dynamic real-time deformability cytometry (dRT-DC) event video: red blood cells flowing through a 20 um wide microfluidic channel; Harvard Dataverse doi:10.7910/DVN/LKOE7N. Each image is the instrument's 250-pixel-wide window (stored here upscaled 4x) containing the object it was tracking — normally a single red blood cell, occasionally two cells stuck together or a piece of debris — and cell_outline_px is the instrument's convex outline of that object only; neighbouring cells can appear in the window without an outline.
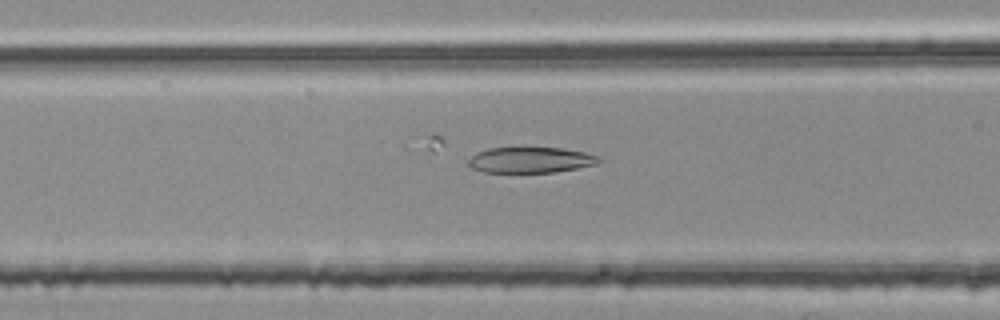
{"species": "common noctule bat (a hibernating species)", "species_latin": "Nyctalus noctula", "temperature_condition": "room temperature", "stored_images_in_passage": 35, "camera_frame_rate_fps": 3000, "um_per_image_px": 0.085, "animal": {"sex": "female", "body_mass_g": 25.1}, "frame": {"image": 1, "passage_image": 7, "time_ms": 2.0, "image_size_px": [1000, 320], "cell_outline_px": [[600, 160], [596, 164], [556, 172], [484, 172], [472, 168], [468, 164], [468, 160], [476, 152], [488, 148], [564, 148], [584, 152], [600, 156]], "centroid_in_image_um": [45.09, 13.59], "position_along_channel_um": 121.5, "area_um2": 19.48}}
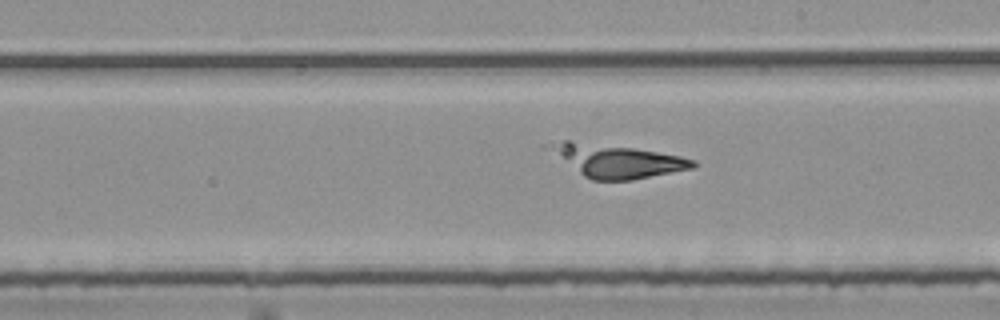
{"frame": {"image": 2, "passage_image": 16, "time_ms": 5.0, "image_size_px": [1000, 320], "cell_outline_px": [[696, 168], [632, 180], [592, 180], [584, 176], [560, 152], [560, 144], [564, 140], [568, 140], [632, 148], [680, 156], [696, 160]], "centroid_in_image_um": [52.79, 13.73], "position_along_channel_um": 236.2, "area_um2": 25.49}}
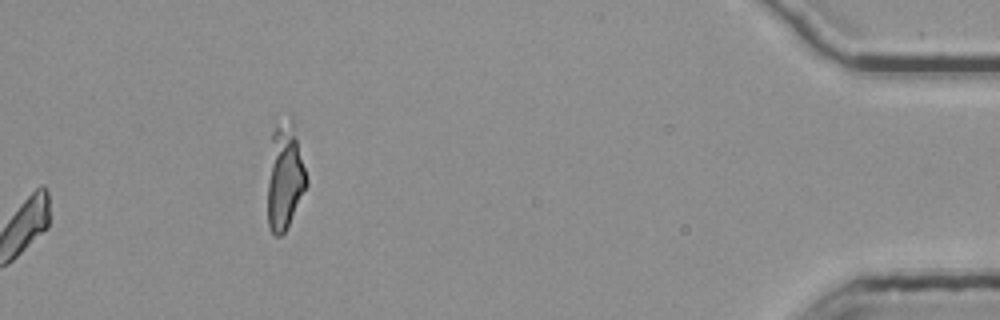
{"frame": {"image": 3, "passage_image": 35, "time_ms": 11.333, "image_size_px": [1000, 320], "cell_outline_px": [[308, 184], [284, 232], [280, 236], [276, 236], [272, 232], [268, 224], [268, 184], [272, 132], [292, 112], [308, 180]], "centroid_in_image_um": [24.23, 14.95], "position_along_channel_um": 411.0, "area_um2": 23.93}}